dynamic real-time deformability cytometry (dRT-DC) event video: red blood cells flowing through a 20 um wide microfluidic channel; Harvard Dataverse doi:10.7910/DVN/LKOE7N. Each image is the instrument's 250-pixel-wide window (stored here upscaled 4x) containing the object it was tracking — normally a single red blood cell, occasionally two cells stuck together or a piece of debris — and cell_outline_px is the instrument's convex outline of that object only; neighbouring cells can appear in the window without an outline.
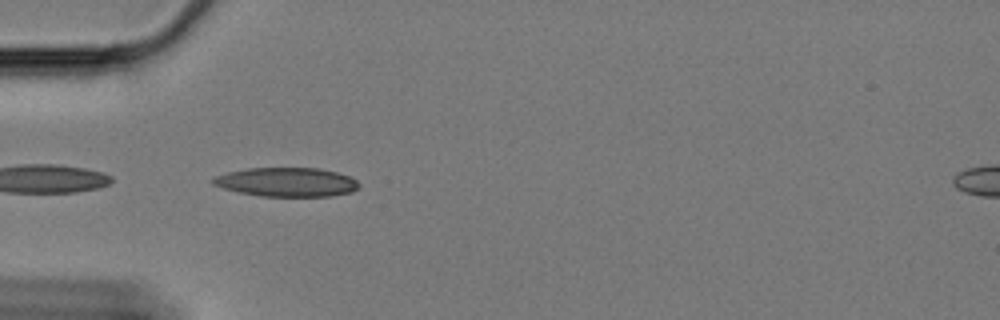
{"species": "Egyptian fruit bat (a non-hibernating species)", "species_latin": "Rousettus aegyptiacus", "temperature_condition": "cold", "stored_images_in_passage": 10, "camera_frame_rate_fps": 3000, "um_per_image_px": 0.085, "animal": {"sex": "female"}, "frame": {"image": 1, "passage_image": 2, "time_ms": 0.333, "image_size_px": [1000, 320], "cell_outline_px": [[360, 188], [352, 192], [332, 196], [260, 196], [240, 192], [224, 188], [212, 184], [212, 176], [228, 172], [248, 168], [320, 168], [336, 172], [348, 176], [356, 180], [360, 184]], "centroid_in_image_um": [24.38, 15.47], "position_along_channel_um": 60.6, "area_um2": 24.74}}
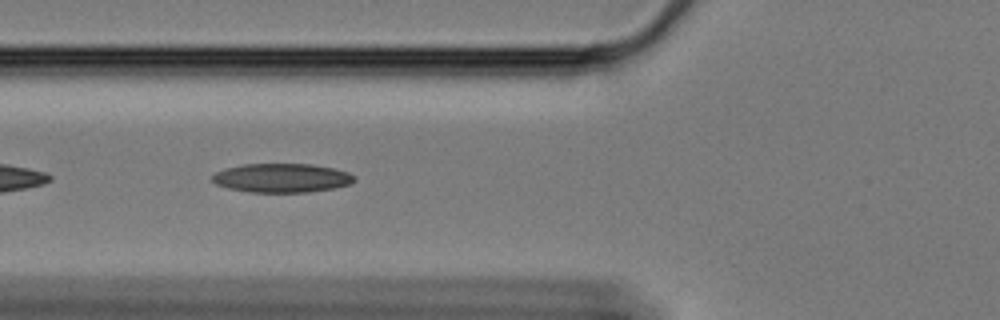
{"frame": {"image": 2, "passage_image": 6, "time_ms": 1.667, "image_size_px": [1000, 320], "cell_outline_px": [[356, 180], [348, 184], [332, 188], [308, 192], [252, 192], [228, 188], [216, 184], [212, 180], [212, 176], [216, 172], [224, 168], [244, 164], [312, 164], [332, 168], [348, 172]], "centroid_in_image_um": [23.91, 15.12], "position_along_channel_um": 101.9, "area_um2": 23.76}}